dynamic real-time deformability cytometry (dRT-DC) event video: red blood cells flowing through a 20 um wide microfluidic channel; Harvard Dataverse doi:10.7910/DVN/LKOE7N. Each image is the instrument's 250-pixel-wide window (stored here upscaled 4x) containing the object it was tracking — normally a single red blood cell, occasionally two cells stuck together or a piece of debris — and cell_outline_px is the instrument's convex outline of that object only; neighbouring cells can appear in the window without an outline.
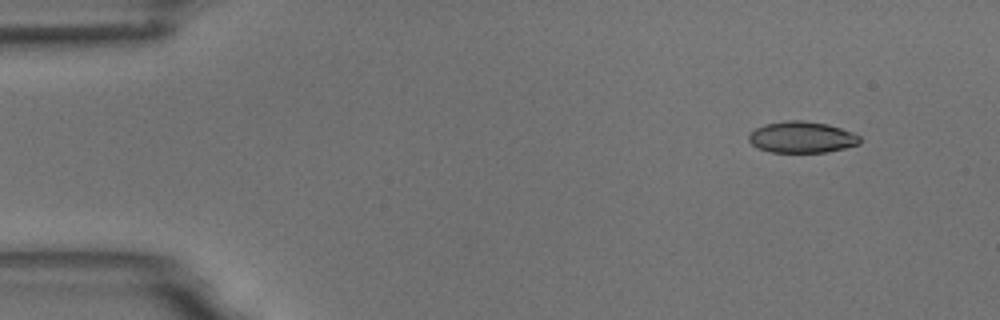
{"species": "common noctule bat (a hibernating species)", "species_latin": "Nyctalus noctula", "temperature_condition": "room temperature", "stored_images_in_passage": 5, "camera_frame_rate_fps": 3000, "um_per_image_px": 0.085, "animal": {"sex": "male", "body_mass_g": 18.8}, "frame": {"image": 1, "passage_image": 2, "time_ms": 1.333, "image_size_px": [1000, 320], "cell_outline_px": [[860, 144], [828, 152], [772, 152], [760, 148], [752, 144], [748, 140], [748, 136], [756, 128], [764, 124], [784, 120], [804, 120], [828, 124], [852, 132], [860, 136]], "centroid_in_image_um": [68.17, 11.65], "position_along_channel_um": 16.8, "area_um2": 20.29}}
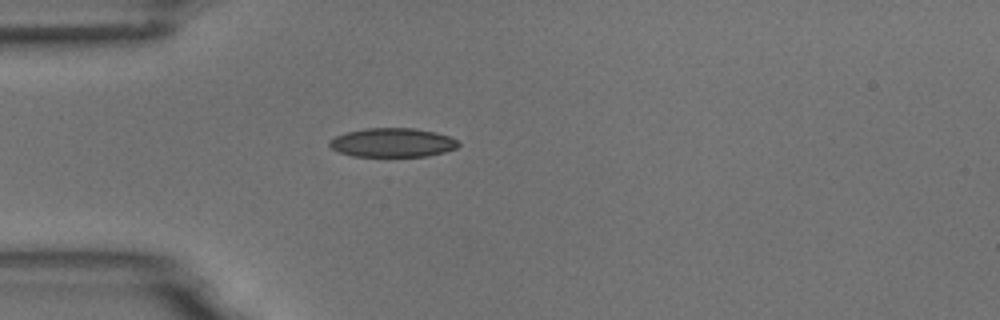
{"frame": {"image": 2, "passage_image": 5, "time_ms": 4.667, "image_size_px": [1000, 320], "cell_outline_px": [[460, 144], [456, 148], [444, 152], [428, 156], [352, 156], [340, 152], [332, 148], [328, 144], [328, 140], [336, 136], [348, 132], [364, 128], [412, 128], [436, 132], [448, 136], [456, 140]], "centroid_in_image_um": [33.35, 12.12], "position_along_channel_um": 51.6, "area_um2": 21.68}}